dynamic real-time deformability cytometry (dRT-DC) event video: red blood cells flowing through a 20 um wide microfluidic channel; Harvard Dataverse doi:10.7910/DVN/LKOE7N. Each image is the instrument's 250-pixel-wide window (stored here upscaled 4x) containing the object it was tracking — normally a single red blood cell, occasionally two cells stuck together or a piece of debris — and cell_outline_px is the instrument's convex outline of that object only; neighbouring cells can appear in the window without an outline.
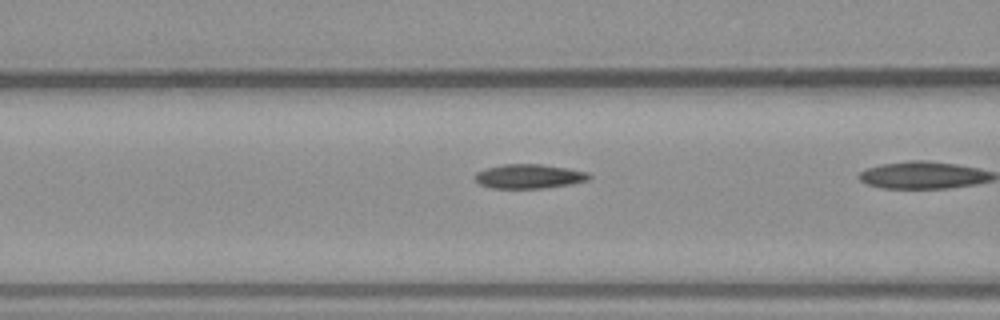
{"species": "common noctule bat (a hibernating species)", "species_latin": "Nyctalus noctula", "temperature_condition": "warm", "stored_images_in_passage": 13, "camera_frame_rate_fps": 3000, "um_per_image_px": 0.085, "animal": {"sex": "male", "body_mass_g": 23.1, "forearm_length_mm": 52.7}, "frame": {"image": 1, "passage_image": 11, "time_ms": 3.333, "image_size_px": [1000, 320], "cell_outline_px": [[592, 176], [588, 180], [568, 184], [544, 188], [492, 188], [480, 184], [476, 180], [476, 172], [488, 168], [504, 164], [540, 164], [568, 168], [588, 172]], "centroid_in_image_um": [44.99, 14.98], "position_along_channel_um": 121.6, "area_um2": 15.95}}